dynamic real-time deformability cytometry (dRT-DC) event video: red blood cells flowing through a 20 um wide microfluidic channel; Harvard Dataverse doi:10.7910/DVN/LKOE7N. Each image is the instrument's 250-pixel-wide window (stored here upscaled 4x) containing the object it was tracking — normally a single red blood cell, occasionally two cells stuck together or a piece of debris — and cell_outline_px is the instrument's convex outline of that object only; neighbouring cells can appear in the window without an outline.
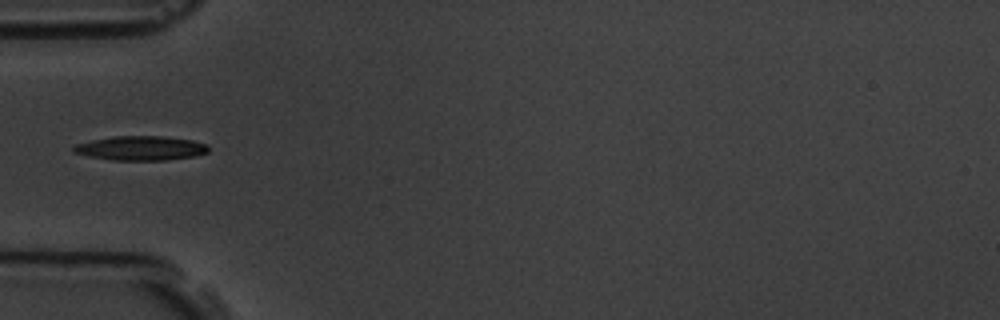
{"species": "common noctule bat (a hibernating species)", "species_latin": "Nyctalus noctula", "temperature_condition": "room temperature", "stored_images_in_passage": 1, "camera_frame_rate_fps": 3000, "um_per_image_px": 0.085, "animal": {"sex": "male", "body_mass_g": 19.5, "forearm_length_mm": 54.6}, "frame": {"image": 1, "passage_image": 1, "time_ms": 0.0, "image_size_px": [1000, 320], "cell_outline_px": [[208, 152], [196, 156], [168, 160], [112, 160], [88, 156], [72, 152], [72, 148], [76, 144], [92, 140], [116, 136], [160, 136], [192, 140], [208, 144]], "centroid_in_image_um": [11.98, 12.6], "position_along_channel_um": 73.0, "area_um2": 19.13}}